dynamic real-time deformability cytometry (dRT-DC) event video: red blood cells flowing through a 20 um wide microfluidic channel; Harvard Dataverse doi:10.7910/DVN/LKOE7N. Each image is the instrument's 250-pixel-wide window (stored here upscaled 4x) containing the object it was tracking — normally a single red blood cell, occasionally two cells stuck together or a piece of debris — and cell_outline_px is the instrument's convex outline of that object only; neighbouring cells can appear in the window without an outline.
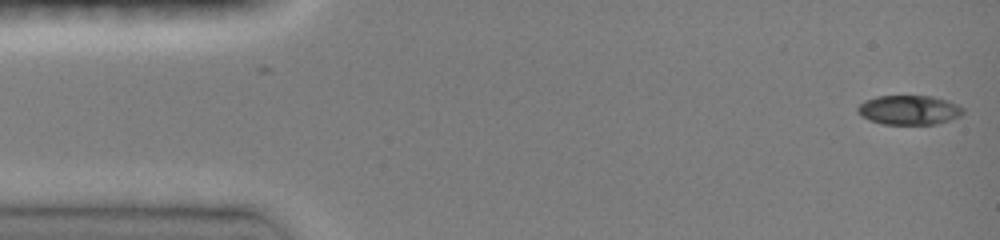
{"species": "common noctule bat (a hibernating species)", "species_latin": "Nyctalus noctula", "temperature_condition": "room temperature", "stored_images_in_passage": 2, "camera_frame_rate_fps": 3000, "um_per_image_px": 0.085, "animal": {"sex": "female", "body_mass_g": 19.0, "forearm_length_mm": 51.5}, "frame": {"image": 1, "passage_image": 2, "time_ms": 0.333, "image_size_px": [1000, 240], "cell_outline_px": [[964, 112], [960, 116], [936, 124], [884, 124], [868, 120], [860, 116], [856, 112], [856, 108], [864, 100], [876, 96], [932, 96], [948, 100], [964, 108]], "centroid_in_image_um": [77.23, 9.34], "position_along_channel_um": 7.8, "area_um2": 18.21}}